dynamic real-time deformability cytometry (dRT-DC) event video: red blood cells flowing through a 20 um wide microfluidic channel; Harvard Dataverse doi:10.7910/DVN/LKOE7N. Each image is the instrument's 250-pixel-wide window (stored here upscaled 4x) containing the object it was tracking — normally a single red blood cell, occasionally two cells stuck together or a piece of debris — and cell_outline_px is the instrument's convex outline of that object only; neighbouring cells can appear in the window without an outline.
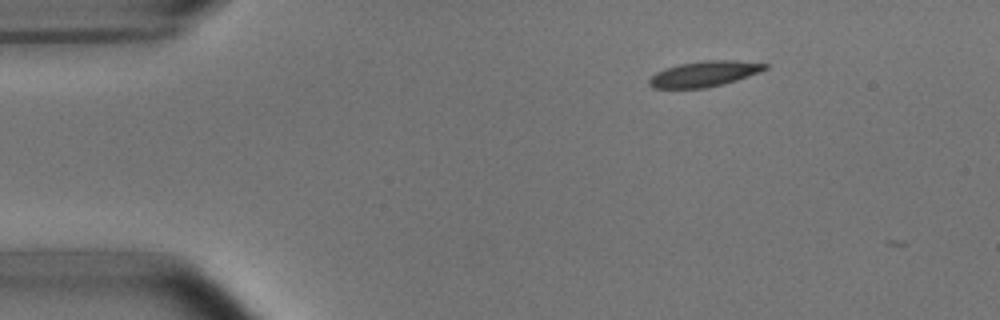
{"species": "common noctule bat (a hibernating species)", "species_latin": "Nyctalus noctula", "temperature_condition": "room temperature", "stored_images_in_passage": 2, "camera_frame_rate_fps": 3000, "um_per_image_px": 0.085, "animal": {"sex": "male", "body_mass_g": 15.6}, "frame": {"image": 1, "passage_image": 1, "time_ms": 0.0, "image_size_px": [1000, 320], "cell_outline_px": [[768, 68], [760, 72], [736, 80], [704, 88], [652, 88], [648, 84], [648, 80], [656, 72], [664, 68], [680, 64], [704, 60], [732, 60], [768, 64]], "centroid_in_image_um": [59.83, 6.27], "position_along_channel_um": 25.2, "area_um2": 17.11}}